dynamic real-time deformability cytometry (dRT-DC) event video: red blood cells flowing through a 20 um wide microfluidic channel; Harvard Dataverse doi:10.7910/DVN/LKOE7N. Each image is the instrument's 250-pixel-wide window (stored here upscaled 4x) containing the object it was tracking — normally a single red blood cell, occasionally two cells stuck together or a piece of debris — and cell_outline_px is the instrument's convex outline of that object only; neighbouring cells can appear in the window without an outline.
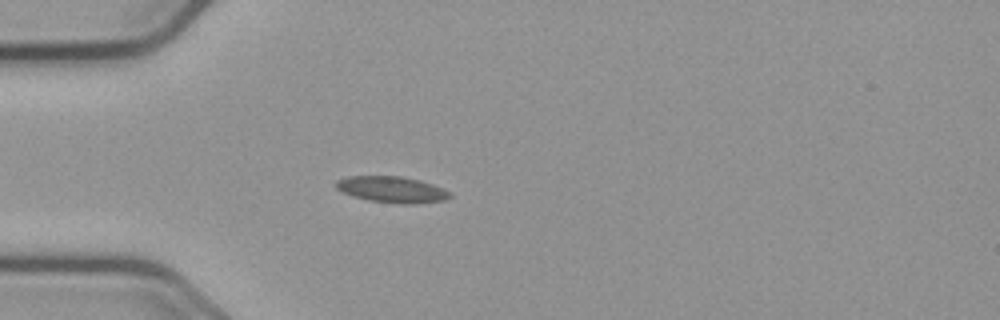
{"species": "common noctule bat (a hibernating species)", "species_latin": "Nyctalus noctula", "temperature_condition": "cold", "stored_images_in_passage": 41, "camera_frame_rate_fps": 3000, "um_per_image_px": 0.085, "animal": {"sex": "male", "body_mass_g": 23.1, "forearm_length_mm": 52.7}, "frame": {"image": 1, "passage_image": 1, "time_ms": 0.0, "image_size_px": [1000, 320], "cell_outline_px": [[452, 196], [444, 200], [416, 204], [400, 204], [368, 200], [352, 196], [336, 188], [336, 180], [348, 176], [400, 176], [420, 180], [444, 188], [452, 192]], "centroid_in_image_um": [33.35, 16.11], "position_along_channel_um": 51.7, "area_um2": 17.51}}
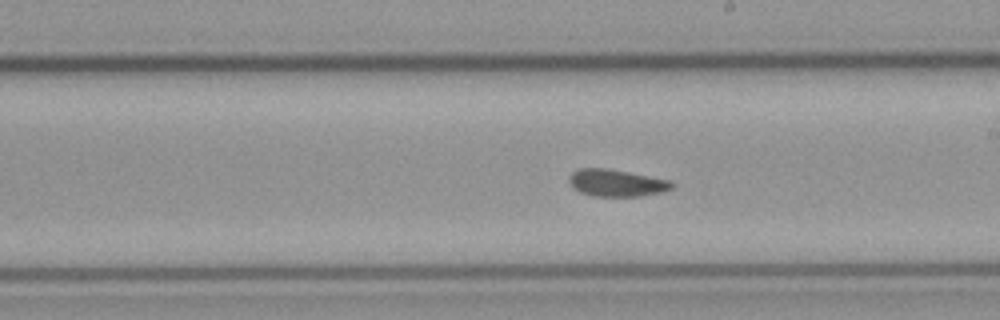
{"frame": {"image": 2, "passage_image": 17, "time_ms": 5.333, "image_size_px": [1000, 320], "cell_outline_px": [[676, 184], [672, 188], [664, 192], [640, 196], [592, 196], [580, 192], [572, 188], [568, 180], [568, 176], [572, 172], [580, 168], [608, 168], [672, 180]], "centroid_in_image_um": [52.42, 15.54], "position_along_channel_um": 236.6, "area_um2": 16.53}}
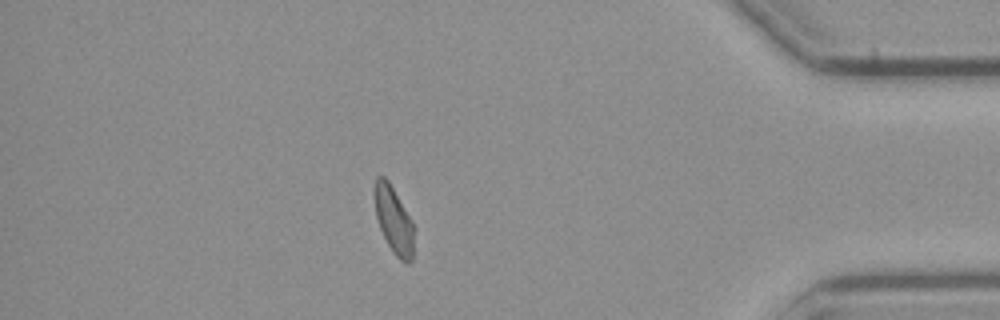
{"frame": {"image": 3, "passage_image": 34, "time_ms": 11.0, "image_size_px": [1000, 320], "cell_outline_px": [[412, 260], [408, 264], [400, 260], [396, 256], [388, 244], [380, 228], [376, 216], [376, 176], [384, 176], [388, 180], [412, 220]], "centroid_in_image_um": [33.47, 18.72], "position_along_channel_um": 401.7, "area_um2": 14.68}, "authors_computed_cell_mechanics": {"area_um2": 16.184, "velocity_mm_per_s": 3.6532, "shape_relaxation_time_tau1_ms": null, "shape_relaxation_time_tau2_ms": 3.35, "deformation_change_tau1": null, "deformation_change_tau2": 0.0789}}